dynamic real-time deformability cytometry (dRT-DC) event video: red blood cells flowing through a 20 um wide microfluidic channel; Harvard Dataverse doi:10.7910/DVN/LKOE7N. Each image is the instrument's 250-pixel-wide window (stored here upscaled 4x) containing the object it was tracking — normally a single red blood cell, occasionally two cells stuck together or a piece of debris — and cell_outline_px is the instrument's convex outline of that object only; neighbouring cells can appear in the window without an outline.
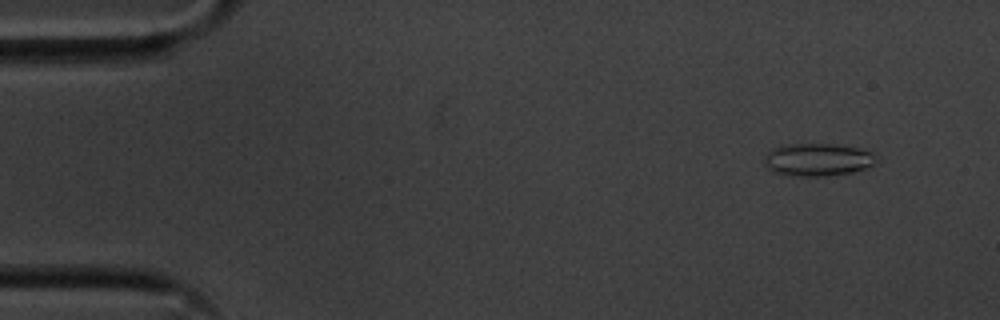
{"species": "common noctule bat (a hibernating species)", "species_latin": "Nyctalus noctula", "temperature_condition": "cold", "stored_images_in_passage": 54, "camera_frame_rate_fps": 3000, "um_per_image_px": 0.085, "animal": {"sex": "male", "body_mass_g": 20.1, "forearm_length_mm": 53.5}, "frame": {"image": 1, "passage_image": 4, "time_ms": 1.0, "image_size_px": [1000, 320], "cell_outline_px": [[872, 164], [864, 168], [852, 172], [824, 176], [788, 176], [772, 172], [764, 164], [764, 156], [772, 148], [784, 144], [836, 144], [860, 148], [872, 152]], "centroid_in_image_um": [69.4, 13.57], "position_along_channel_um": 15.6, "area_um2": 21.27}}
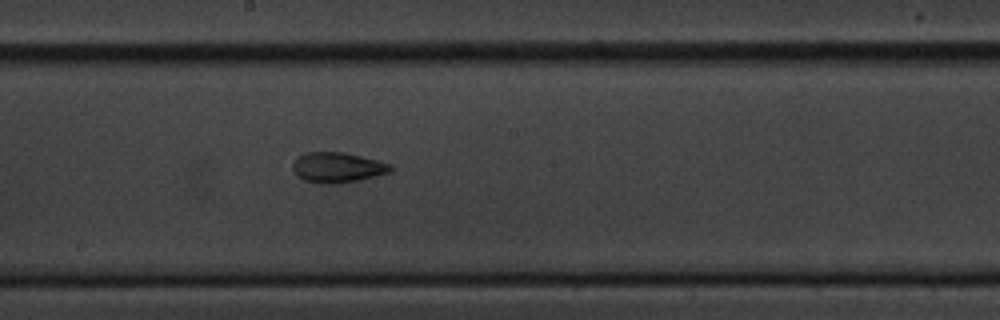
{"frame": {"image": 2, "passage_image": 29, "time_ms": 9.333, "image_size_px": [1000, 320], "cell_outline_px": [[392, 172], [356, 180], [336, 184], [320, 184], [304, 180], [296, 176], [292, 168], [292, 164], [304, 152], [344, 152], [392, 164]], "centroid_in_image_um": [28.66, 14.24], "position_along_channel_um": 219.5, "area_um2": 17.22}}
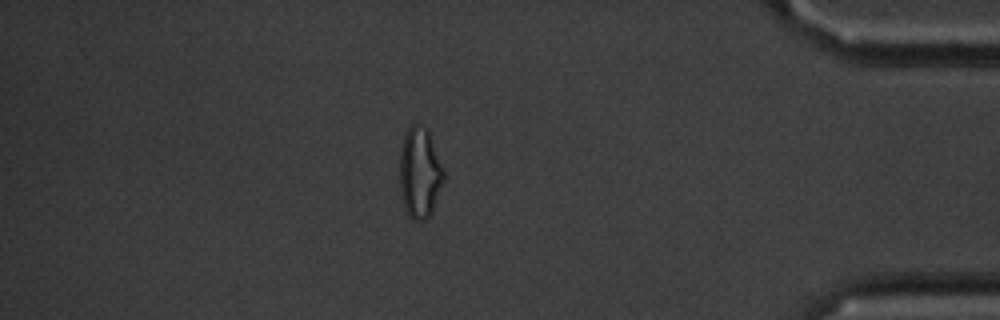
{"frame": {"image": 3, "passage_image": 47, "time_ms": 15.333, "image_size_px": [1000, 320], "cell_outline_px": [[444, 180], [432, 212], [424, 220], [412, 220], [408, 216], [404, 208], [400, 188], [400, 148], [404, 136], [408, 128], [412, 124], [420, 124], [428, 128], [444, 168]], "centroid_in_image_um": [35.69, 14.67], "position_along_channel_um": 399.5, "area_um2": 23.58}, "authors_computed_cell_mechanics": {"area_um2": 19.5653, "velocity_mm_per_s": 3.6193, "shape_relaxation_time_tau1_ms": 9.0282, "shape_relaxation_time_tau2_ms": 2.7549, "deformation_change_tau1": 0.1816, "deformation_change_tau2": 0.108}}